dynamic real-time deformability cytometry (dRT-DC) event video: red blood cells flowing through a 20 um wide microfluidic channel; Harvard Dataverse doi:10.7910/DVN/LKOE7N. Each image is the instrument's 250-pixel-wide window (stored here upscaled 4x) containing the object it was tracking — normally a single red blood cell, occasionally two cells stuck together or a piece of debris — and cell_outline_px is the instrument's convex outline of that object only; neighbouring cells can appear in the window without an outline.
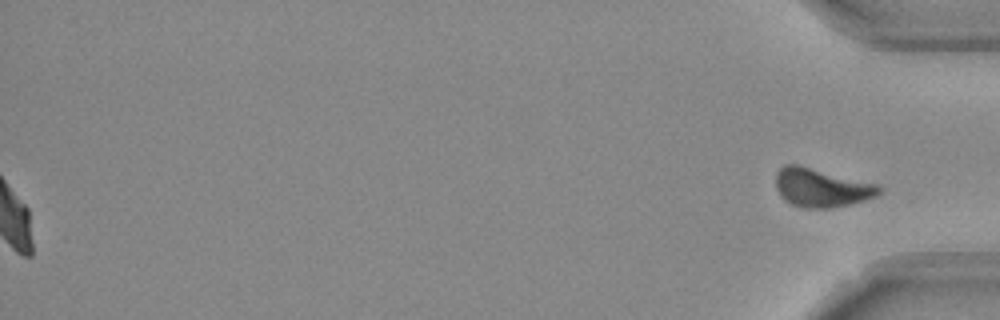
{"species": "Egyptian fruit bat (a non-hibernating species)", "species_latin": "Rousettus aegyptiacus", "temperature_condition": "room temperature", "stored_images_in_passage": 54, "segment_of_instrument_passage": [2, 2], "camera_frame_rate_fps": 3000, "um_per_image_px": 0.085, "frame": {"image": 1, "passage_image": 54, "time_ms": 17.667, "image_size_px": [1000, 320], "cell_outline_px": [[884, 188], [876, 196], [852, 204], [832, 208], [804, 208], [792, 204], [784, 200], [780, 196], [776, 188], [776, 172], [784, 164], [796, 164], [880, 184]], "centroid_in_image_um": [69.84, 15.95], "position_along_channel_um": 365.4, "area_um2": 23.52}}